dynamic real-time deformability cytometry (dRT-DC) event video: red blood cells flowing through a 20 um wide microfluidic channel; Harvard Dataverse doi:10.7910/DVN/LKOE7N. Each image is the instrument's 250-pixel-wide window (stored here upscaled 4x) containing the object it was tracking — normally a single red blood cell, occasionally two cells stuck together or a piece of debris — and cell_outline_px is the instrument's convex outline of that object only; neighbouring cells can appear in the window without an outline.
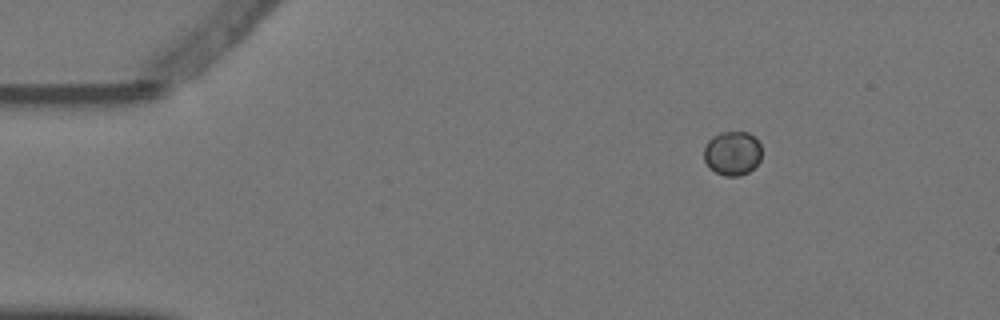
{"species": "Egyptian fruit bat (a non-hibernating species)", "species_latin": "Rousettus aegyptiacus", "temperature_condition": "warm", "stored_images_in_passage": 3, "camera_frame_rate_fps": 3000, "um_per_image_px": 0.085, "animal": {"sex": "female"}, "frame": {"image": 1, "passage_image": 1, "time_ms": 0.0, "image_size_px": [1000, 320], "cell_outline_px": [[760, 160], [748, 172], [740, 176], [724, 176], [708, 168], [704, 160], [704, 148], [708, 140], [712, 136], [720, 132], [748, 132], [760, 144]], "centroid_in_image_um": [62.21, 13.03], "position_along_channel_um": 22.8, "area_um2": 14.85}}